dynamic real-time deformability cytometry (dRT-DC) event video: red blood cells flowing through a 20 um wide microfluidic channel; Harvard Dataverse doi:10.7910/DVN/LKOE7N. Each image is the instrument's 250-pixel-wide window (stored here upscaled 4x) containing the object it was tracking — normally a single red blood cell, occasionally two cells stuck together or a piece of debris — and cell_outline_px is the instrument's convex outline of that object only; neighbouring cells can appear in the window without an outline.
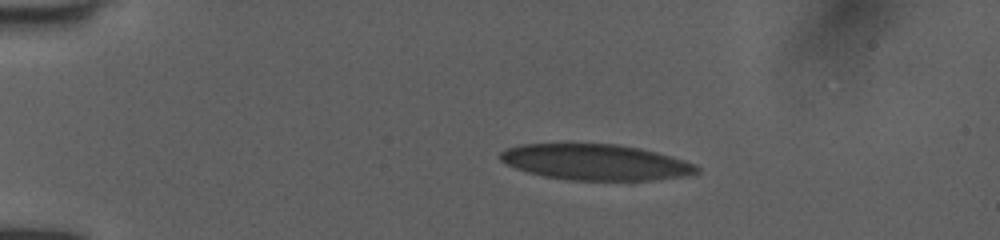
{"species": "human", "species_latin": "Homo sapiens", "temperature_condition": "room temperature", "stored_images_in_passage": 27, "camera_frame_rate_fps": 3000, "um_per_image_px": 0.085, "donor": {"sex": "female"}, "frame": {"image": 1, "passage_image": 1, "time_ms": 0.0, "image_size_px": [1000, 240], "cell_outline_px": [[700, 172], [680, 176], [632, 184], [572, 180], [544, 176], [528, 172], [516, 168], [500, 160], [500, 152], [508, 148], [520, 144], [616, 144], [640, 148], [656, 152], [696, 164], [700, 168]], "centroid_in_image_um": [50.69, 13.83], "position_along_channel_um": 34.3, "area_um2": 41.96}}
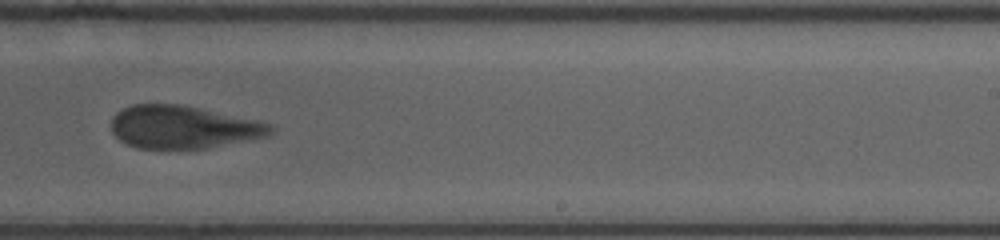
{"frame": {"image": 2, "passage_image": 16, "time_ms": 5.0, "image_size_px": [1000, 240], "cell_outline_px": [[272, 132], [268, 136], [208, 148], [136, 148], [120, 140], [112, 132], [112, 116], [116, 112], [132, 104], [180, 104], [256, 120], [272, 124]], "centroid_in_image_um": [15.55, 10.8], "position_along_channel_um": 273.5, "area_um2": 39.48}}
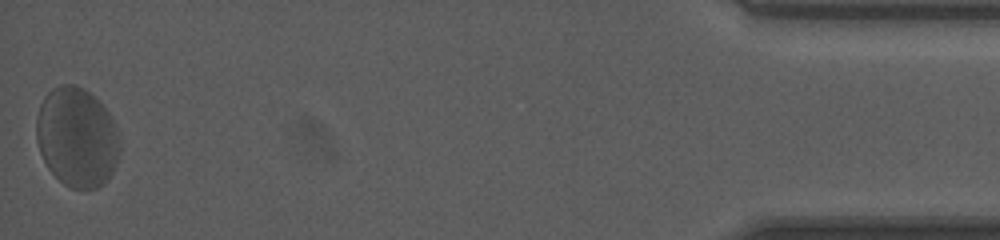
{"frame": {"image": 3, "passage_image": 27, "time_ms": 8.667, "image_size_px": [1000, 240], "cell_outline_px": [[120, 152], [116, 164], [112, 172], [104, 184], [96, 188], [72, 188], [64, 184], [48, 168], [40, 152], [36, 140], [36, 116], [40, 104], [44, 96], [52, 88], [60, 84], [72, 84], [84, 88], [112, 116], [116, 128], [120, 144]], "centroid_in_image_um": [6.52, 11.66], "position_along_channel_um": 428.7, "area_um2": 48.44}}